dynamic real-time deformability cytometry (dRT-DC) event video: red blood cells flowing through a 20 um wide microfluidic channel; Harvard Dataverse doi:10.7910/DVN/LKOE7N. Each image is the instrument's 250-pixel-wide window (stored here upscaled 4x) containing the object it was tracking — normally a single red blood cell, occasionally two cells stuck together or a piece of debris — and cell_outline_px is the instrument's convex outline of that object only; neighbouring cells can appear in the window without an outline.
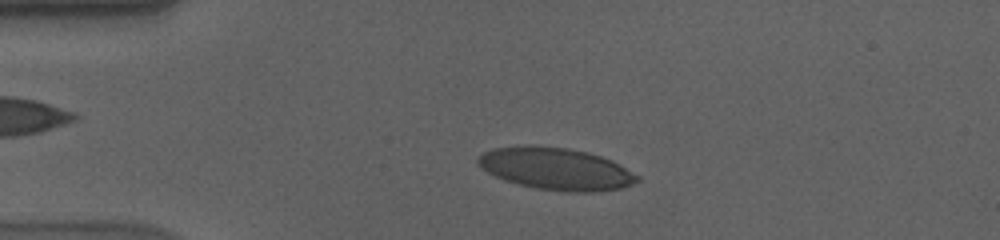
{"species": "human", "species_latin": "Homo sapiens", "temperature_condition": "cold", "stored_images_in_passage": 53, "camera_frame_rate_fps": 3000, "um_per_image_px": 0.085, "donor": {"sex": "male"}, "frame": {"image": 1, "passage_image": 9, "time_ms": 2.667, "image_size_px": [1000, 240], "cell_outline_px": [[640, 180], [632, 184], [620, 188], [592, 192], [564, 192], [536, 188], [516, 184], [504, 180], [488, 172], [476, 164], [476, 156], [492, 148], [524, 144], [532, 144], [568, 148], [588, 152], [612, 160], [640, 176]], "centroid_in_image_um": [47.21, 14.33], "position_along_channel_um": 37.8, "area_um2": 39.59}}
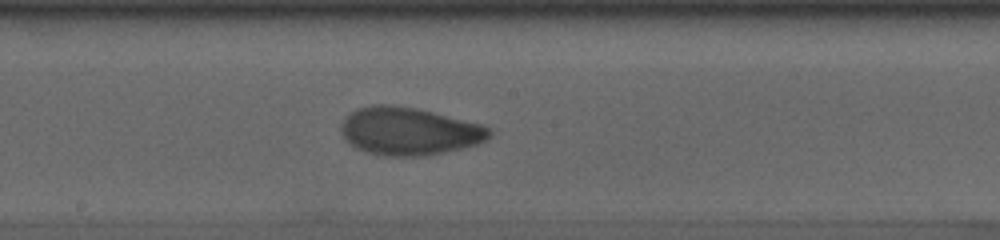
{"frame": {"image": 2, "passage_image": 27, "time_ms": 8.667, "image_size_px": [1000, 240], "cell_outline_px": [[492, 136], [476, 144], [428, 156], [380, 156], [356, 148], [348, 144], [344, 140], [340, 132], [340, 124], [344, 116], [348, 112], [356, 108], [372, 104], [392, 104], [416, 108], [484, 124], [492, 128]], "centroid_in_image_um": [34.72, 11.14], "position_along_channel_um": 213.5, "area_um2": 42.08}}
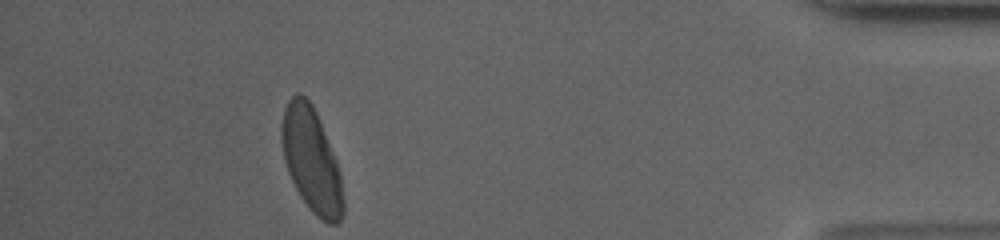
{"frame": {"image": 3, "passage_image": 48, "time_ms": 15.667, "image_size_px": [1000, 240], "cell_outline_px": [[344, 212], [340, 220], [336, 224], [328, 224], [316, 216], [312, 212], [300, 196], [288, 172], [284, 160], [280, 140], [280, 128], [284, 108], [288, 100], [296, 92], [300, 92], [312, 104], [316, 112], [336, 160], [340, 172], [344, 200]], "centroid_in_image_um": [26.46, 13.61], "position_along_channel_um": 408.7, "area_um2": 37.57}, "authors_computed_cell_mechanics": {"area_um2": 39.4774, "velocity_mm_per_s": 3.5452, "shape_relaxation_time_tau1_ms": 5.7324, "shape_relaxation_time_tau2_ms": 1.3096, "deformation_change_tau1": 0.1724, "deformation_change_tau2": 0.0586}}